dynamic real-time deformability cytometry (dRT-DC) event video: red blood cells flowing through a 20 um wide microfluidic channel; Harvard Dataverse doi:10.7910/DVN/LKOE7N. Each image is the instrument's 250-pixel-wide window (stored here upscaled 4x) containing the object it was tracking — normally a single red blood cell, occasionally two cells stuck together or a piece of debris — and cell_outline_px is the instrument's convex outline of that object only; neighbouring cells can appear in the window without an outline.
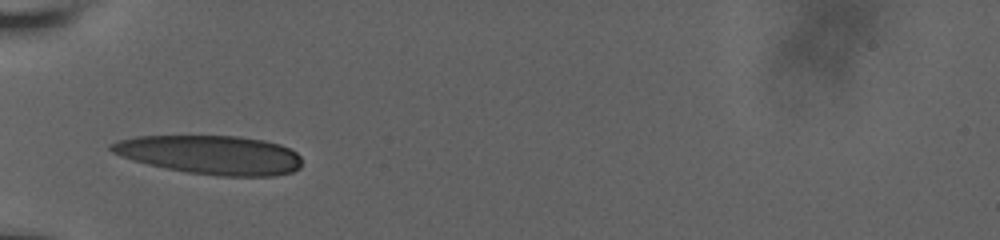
{"species": "human", "species_latin": "Homo sapiens", "temperature_condition": "room temperature", "stored_images_in_passage": 16, "camera_frame_rate_fps": 3000, "um_per_image_px": 0.085, "donor": {"sex": "male"}, "frame": {"image": 1, "passage_image": 1, "time_ms": 0.0, "image_size_px": [1000, 240], "cell_outline_px": [[300, 168], [292, 172], [276, 176], [216, 176], [188, 172], [148, 164], [120, 156], [112, 152], [108, 148], [108, 144], [120, 140], [136, 136], [240, 136], [264, 140], [280, 144], [296, 152], [300, 156]], "centroid_in_image_um": [17.91, 13.16], "position_along_channel_um": 67.1, "area_um2": 43.23}}
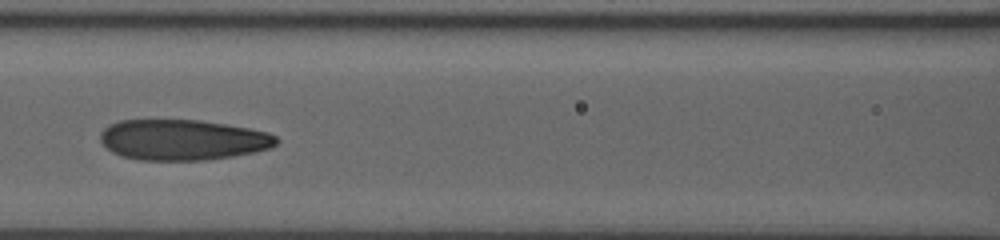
{"frame": {"image": 2, "passage_image": 11, "time_ms": 2.333, "image_size_px": [1000, 240], "cell_outline_px": [[280, 140], [272, 148], [232, 156], [204, 160], [140, 160], [120, 156], [112, 152], [100, 140], [100, 132], [108, 124], [120, 120], [200, 120], [248, 128], [268, 132], [276, 136]], "centroid_in_image_um": [15.51, 11.88], "position_along_channel_um": 151.1, "area_um2": 41.73}}
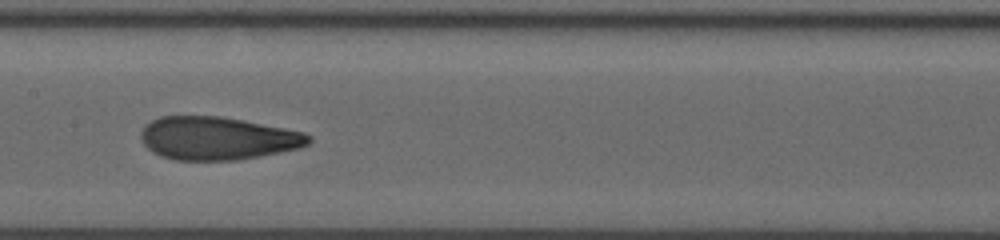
{"frame": {"image": 3, "passage_image": 15, "time_ms": 3.333, "image_size_px": [1000, 240], "cell_outline_px": [[312, 140], [308, 144], [300, 148], [260, 156], [236, 160], [176, 160], [160, 156], [152, 152], [144, 144], [140, 136], [140, 132], [144, 124], [160, 116], [220, 116], [284, 128], [304, 132], [312, 136]], "centroid_in_image_um": [18.47, 11.75], "position_along_channel_um": 188.9, "area_um2": 42.19}}